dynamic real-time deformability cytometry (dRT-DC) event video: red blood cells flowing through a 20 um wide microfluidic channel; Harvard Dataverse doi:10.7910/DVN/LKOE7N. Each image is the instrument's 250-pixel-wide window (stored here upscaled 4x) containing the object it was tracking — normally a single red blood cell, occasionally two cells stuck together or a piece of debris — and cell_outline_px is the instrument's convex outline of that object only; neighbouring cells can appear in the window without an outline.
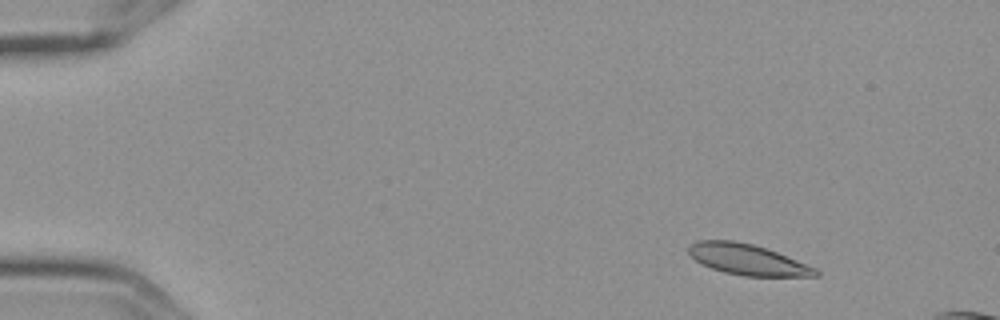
{"species": "Egyptian fruit bat (a non-hibernating species)", "species_latin": "Rousettus aegyptiacus", "temperature_condition": "cold", "stored_images_in_passage": 4, "camera_frame_rate_fps": 3000, "um_per_image_px": 0.085, "frame": {"image": 1, "passage_image": 1, "time_ms": 0.0, "image_size_px": [1000, 320], "cell_outline_px": [[820, 276], [744, 276], [724, 272], [712, 268], [696, 260], [688, 252], [688, 248], [696, 240], [732, 240], [752, 244], [768, 248], [816, 268], [820, 272]], "centroid_in_image_um": [63.57, 22.06], "position_along_channel_um": 21.4, "area_um2": 22.66}}